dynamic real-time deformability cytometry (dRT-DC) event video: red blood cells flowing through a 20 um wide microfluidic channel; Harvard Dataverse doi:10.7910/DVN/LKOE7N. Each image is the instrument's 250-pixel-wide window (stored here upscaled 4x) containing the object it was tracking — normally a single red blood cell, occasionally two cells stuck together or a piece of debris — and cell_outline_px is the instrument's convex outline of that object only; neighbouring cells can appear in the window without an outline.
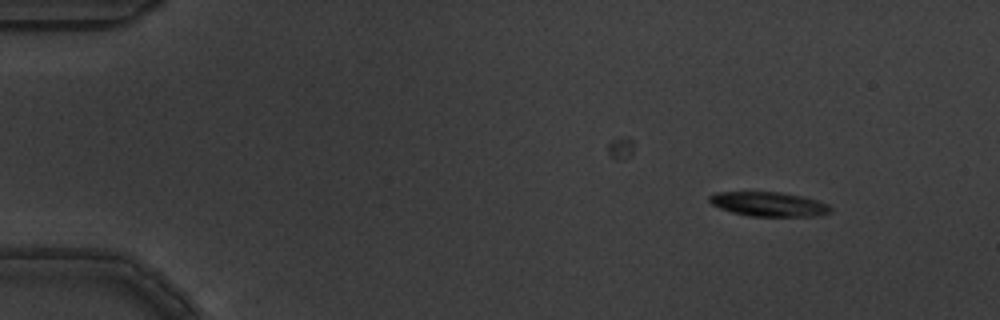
{"species": "common noctule bat (a hibernating species)", "species_latin": "Nyctalus noctula", "temperature_condition": "warm", "stored_images_in_passage": 5, "camera_frame_rate_fps": 3000, "um_per_image_px": 0.085, "animal": {"sex": "male", "body_mass_g": 19.5, "forearm_length_mm": 54.6}, "frame": {"image": 1, "passage_image": 1, "time_ms": 0.0, "image_size_px": [1000, 320], "cell_outline_px": [[832, 212], [820, 216], [748, 216], [732, 212], [720, 208], [712, 204], [708, 200], [708, 196], [716, 192], [780, 192], [800, 196], [816, 200], [828, 204], [832, 208]], "centroid_in_image_um": [65.35, 17.36], "position_along_channel_um": 19.6, "area_um2": 17.22}}
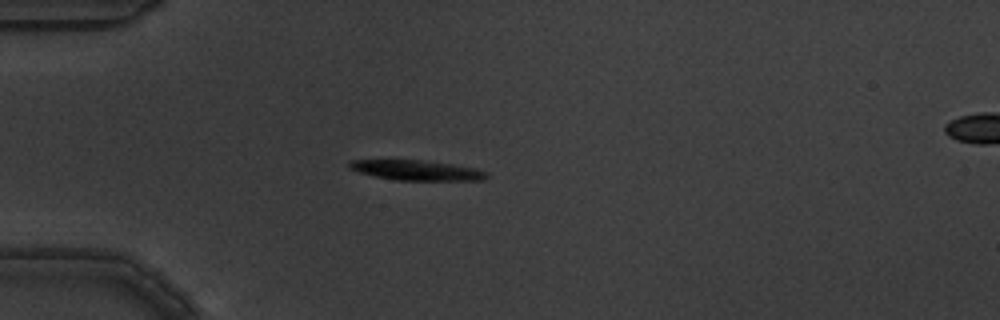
{"frame": {"image": 2, "passage_image": 4, "time_ms": 1.0, "image_size_px": [1000, 320], "cell_outline_px": [[488, 176], [484, 180], [396, 180], [376, 176], [360, 172], [348, 168], [348, 160], [420, 160], [452, 164], [476, 168], [488, 172]], "centroid_in_image_um": [35.43, 14.47], "position_along_channel_um": 49.6, "area_um2": 15.95}}